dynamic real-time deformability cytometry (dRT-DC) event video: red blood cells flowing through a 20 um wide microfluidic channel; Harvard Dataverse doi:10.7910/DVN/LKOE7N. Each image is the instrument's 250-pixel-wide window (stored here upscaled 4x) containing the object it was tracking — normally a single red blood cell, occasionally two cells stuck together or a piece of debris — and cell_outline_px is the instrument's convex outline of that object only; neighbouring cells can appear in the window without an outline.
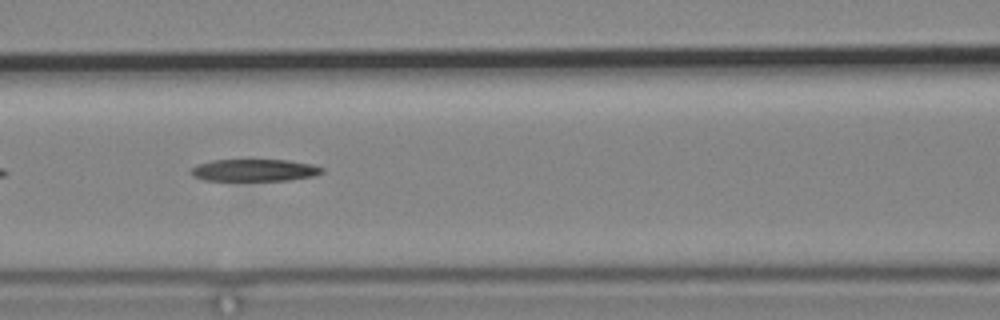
{"species": "common noctule bat (a hibernating species)", "species_latin": "Nyctalus noctula", "temperature_condition": "cold", "stored_images_in_passage": 10, "segment_of_instrument_passage": [2, 2], "camera_frame_rate_fps": 3000, "um_per_image_px": 0.085, "animal": {"sex": "male", "body_mass_g": 19.2, "forearm_length_mm": 51.8}, "frame": {"image": 1, "passage_image": 8, "time_ms": 8.0, "image_size_px": [1000, 320], "cell_outline_px": [[324, 172], [312, 176], [288, 180], [204, 180], [196, 176], [192, 172], [192, 168], [200, 164], [212, 160], [288, 160], [312, 164], [324, 168]], "centroid_in_image_um": [21.69, 14.46], "position_along_channel_um": 144.9, "area_um2": 16.53}}
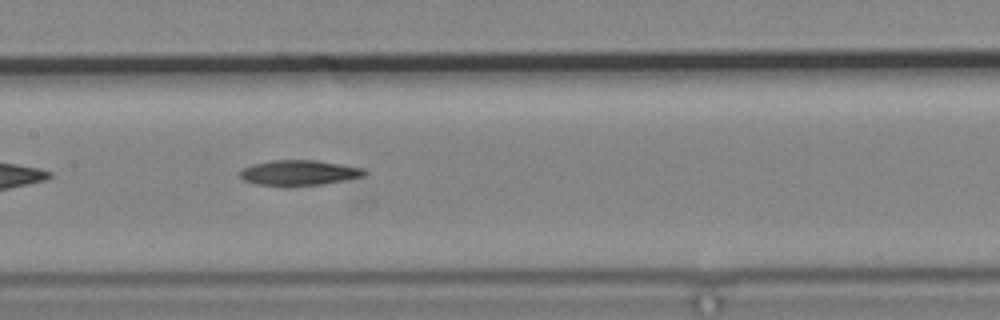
{"frame": {"image": 2, "passage_image": 9, "time_ms": 9.0, "image_size_px": [1000, 320], "cell_outline_px": [[368, 172], [364, 176], [348, 180], [320, 184], [252, 184], [244, 180], [240, 176], [240, 172], [244, 168], [252, 164], [272, 160], [316, 160], [364, 168]], "centroid_in_image_um": [25.46, 14.66], "position_along_channel_um": 181.9, "area_um2": 17.92}}